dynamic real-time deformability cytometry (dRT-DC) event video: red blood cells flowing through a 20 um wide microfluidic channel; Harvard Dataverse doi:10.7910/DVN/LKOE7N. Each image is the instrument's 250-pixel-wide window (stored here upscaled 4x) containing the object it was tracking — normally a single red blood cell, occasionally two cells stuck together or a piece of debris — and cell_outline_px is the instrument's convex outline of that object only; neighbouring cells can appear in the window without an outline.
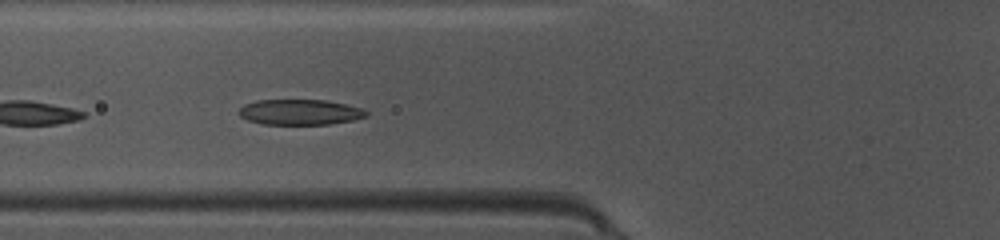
{"species": "common noctule bat (a hibernating species)", "species_latin": "Nyctalus noctula", "temperature_condition": "warm", "stored_images_in_passage": 35, "camera_frame_rate_fps": 3000, "um_per_image_px": 0.085, "animal": {"sex": "female", "body_mass_g": 10.0, "forearm_length_mm": 53.1}, "frame": {"image": 1, "passage_image": 6, "time_ms": 1.667, "image_size_px": [1000, 240], "cell_outline_px": [[368, 116], [352, 120], [328, 124], [264, 124], [248, 120], [240, 116], [236, 112], [244, 104], [256, 100], [324, 100], [364, 108], [368, 112]], "centroid_in_image_um": [25.48, 9.52], "position_along_channel_um": 100.3, "area_um2": 18.9}}
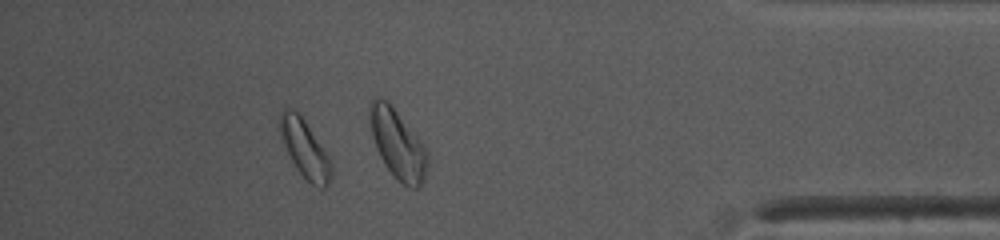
{"frame": {"image": 2, "passage_image": 30, "time_ms": 9.667, "image_size_px": [1000, 240], "cell_outline_px": [[332, 176], [328, 184], [324, 188], [320, 188], [312, 184], [296, 168], [280, 136], [280, 112], [284, 108], [288, 108], [300, 112], [328, 156], [332, 164]], "centroid_in_image_um": [25.92, 12.62], "position_along_channel_um": 409.3, "area_um2": 17.11}, "authors_computed_cell_mechanics": {"area_um2": 15.6638, "velocity_mm_per_s": 4.1294, "shape_relaxation_time_tau1_ms": 2.6284, "shape_relaxation_time_tau2_ms": 2.6445, "deformation_change_tau1": 0.158, "deformation_change_tau2": 0.0699}}